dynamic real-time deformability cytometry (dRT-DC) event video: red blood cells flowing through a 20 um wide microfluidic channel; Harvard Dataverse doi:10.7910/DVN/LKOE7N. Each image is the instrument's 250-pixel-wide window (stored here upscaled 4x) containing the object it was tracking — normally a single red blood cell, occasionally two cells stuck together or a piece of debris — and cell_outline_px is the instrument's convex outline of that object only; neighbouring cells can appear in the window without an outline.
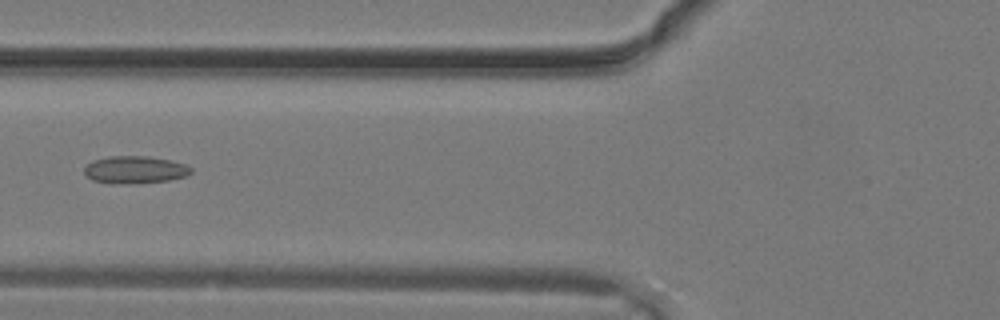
{"species": "common noctule bat (a hibernating species)", "species_latin": "Nyctalus noctula", "temperature_condition": "warm", "stored_images_in_passage": 9, "camera_frame_rate_fps": 3000, "um_per_image_px": 0.085, "animal": {"sex": "male", "body_mass_g": 19.2, "forearm_length_mm": 51.8}, "frame": {"image": 1, "passage_image": 8, "time_ms": 2.333, "image_size_px": [1000, 320], "cell_outline_px": [[192, 172], [184, 176], [168, 180], [116, 184], [112, 184], [92, 180], [84, 172], [84, 168], [92, 160], [112, 156], [148, 156], [168, 160], [184, 164], [192, 168]], "centroid_in_image_um": [11.43, 14.42], "position_along_channel_um": 114.4, "area_um2": 16.76}}